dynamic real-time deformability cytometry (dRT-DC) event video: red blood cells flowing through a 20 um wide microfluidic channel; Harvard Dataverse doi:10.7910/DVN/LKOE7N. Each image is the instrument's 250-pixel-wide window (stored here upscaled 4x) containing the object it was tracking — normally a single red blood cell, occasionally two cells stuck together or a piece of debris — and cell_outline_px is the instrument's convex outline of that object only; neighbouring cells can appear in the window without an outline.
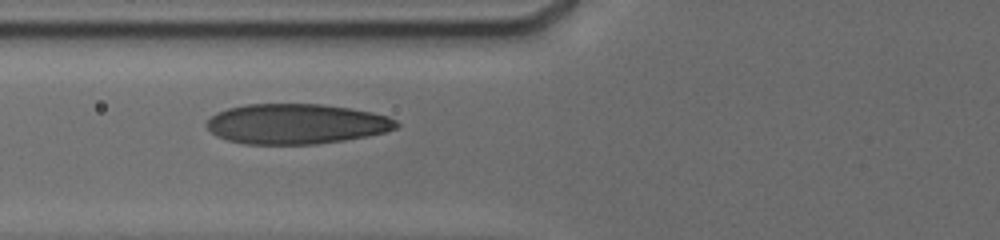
{"species": "human", "species_latin": "Homo sapiens", "temperature_condition": "cold", "stored_images_in_passage": 9, "camera_frame_rate_fps": 3000, "um_per_image_px": 0.085, "donor": {"sex": "male"}, "frame": {"image": 1, "passage_image": 8, "time_ms": 4.667, "image_size_px": [1000, 240], "cell_outline_px": [[400, 124], [396, 128], [384, 132], [368, 136], [344, 140], [316, 144], [244, 144], [228, 140], [216, 136], [204, 124], [216, 112], [228, 108], [248, 104], [320, 104], [348, 108], [372, 112], [388, 116], [396, 120]], "centroid_in_image_um": [25.17, 10.53], "position_along_channel_um": 100.6, "area_um2": 44.39}}
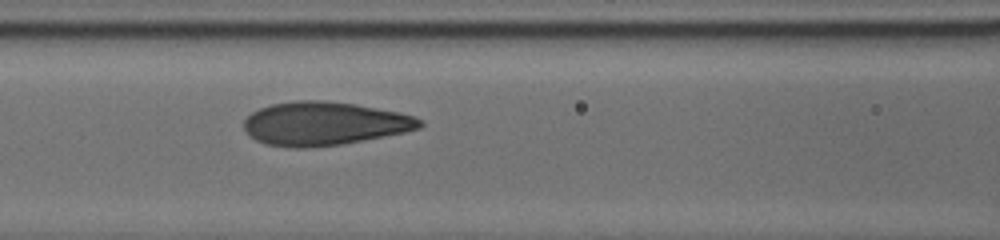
{"frame": {"image": 2, "passage_image": 9, "time_ms": 5.667, "image_size_px": [1000, 240], "cell_outline_px": [[424, 124], [420, 128], [404, 132], [364, 140], [340, 144], [308, 148], [292, 148], [264, 144], [248, 136], [244, 128], [244, 120], [252, 112], [260, 108], [272, 104], [292, 100], [324, 100], [352, 104], [400, 112], [412, 116], [420, 120]], "centroid_in_image_um": [27.51, 10.51], "position_along_channel_um": 139.1, "area_um2": 44.56}}